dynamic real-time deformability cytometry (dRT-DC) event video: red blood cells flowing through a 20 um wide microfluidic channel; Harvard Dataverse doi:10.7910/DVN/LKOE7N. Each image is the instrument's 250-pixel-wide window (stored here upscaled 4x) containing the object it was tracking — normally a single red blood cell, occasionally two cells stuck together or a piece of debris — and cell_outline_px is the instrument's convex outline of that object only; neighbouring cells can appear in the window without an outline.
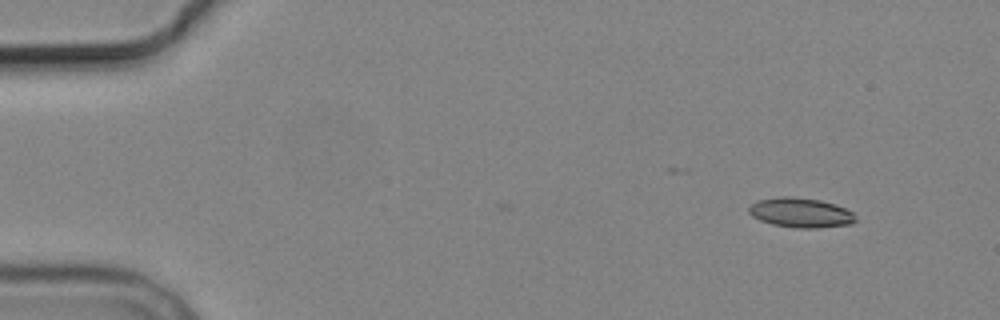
{"species": "common noctule bat (a hibernating species)", "species_latin": "Nyctalus noctula", "temperature_condition": "cold", "stored_images_in_passage": 2, "camera_frame_rate_fps": 3000, "um_per_image_px": 0.085, "animal": {"sex": "male", "body_mass_g": 19.2, "forearm_length_mm": 51.8}, "frame": {"image": 1, "passage_image": 2, "time_ms": 1.333, "image_size_px": [1000, 320], "cell_outline_px": [[856, 220], [852, 224], [820, 228], [796, 228], [772, 224], [760, 220], [752, 216], [748, 212], [748, 208], [756, 200], [780, 196], [792, 196], [820, 200], [844, 208], [852, 212]], "centroid_in_image_um": [68.03, 18.08], "position_along_channel_um": 17.0, "area_um2": 18.5}}